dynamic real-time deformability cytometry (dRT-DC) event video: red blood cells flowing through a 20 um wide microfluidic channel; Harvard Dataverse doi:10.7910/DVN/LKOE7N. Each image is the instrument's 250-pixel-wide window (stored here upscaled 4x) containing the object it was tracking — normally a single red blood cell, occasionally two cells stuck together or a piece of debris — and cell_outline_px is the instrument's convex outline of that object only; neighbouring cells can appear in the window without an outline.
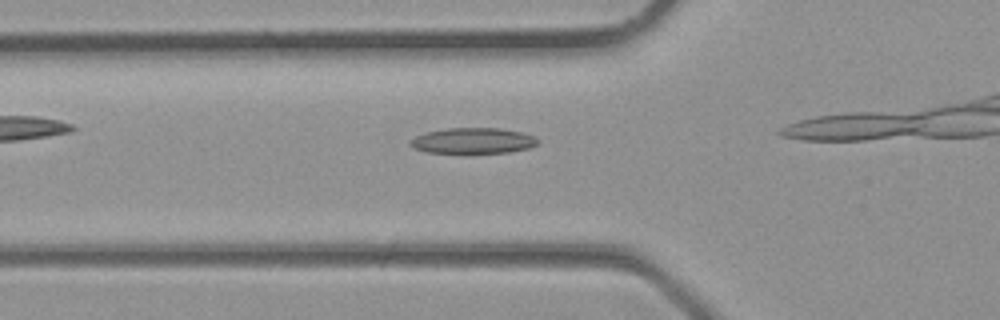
{"species": "common noctule bat (a hibernating species)", "species_latin": "Nyctalus noctula", "temperature_condition": "room temperature", "stored_images_in_passage": 4, "camera_frame_rate_fps": 3000, "um_per_image_px": 0.085, "animal": {"sex": "male", "body_mass_g": 23.1, "forearm_length_mm": 52.7}, "frame": {"image": 1, "passage_image": 3, "time_ms": 0.667, "image_size_px": [1000, 320], "cell_outline_px": [[540, 140], [536, 144], [528, 148], [508, 152], [424, 152], [408, 144], [408, 140], [416, 136], [428, 132], [448, 128], [500, 128], [520, 132], [532, 136]], "centroid_in_image_um": [40.18, 11.95], "position_along_channel_um": 85.6, "area_um2": 18.73}}